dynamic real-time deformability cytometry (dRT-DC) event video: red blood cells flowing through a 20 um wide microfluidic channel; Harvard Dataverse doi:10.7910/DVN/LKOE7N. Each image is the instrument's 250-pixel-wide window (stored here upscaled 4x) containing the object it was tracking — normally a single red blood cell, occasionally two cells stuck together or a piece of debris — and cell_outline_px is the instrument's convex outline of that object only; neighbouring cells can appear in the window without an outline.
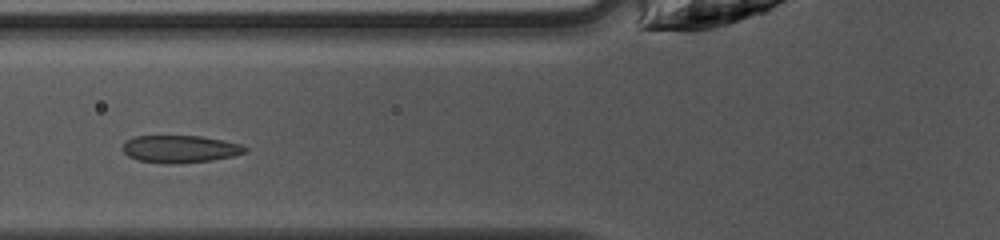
{"species": "common noctule bat (a hibernating species)", "species_latin": "Nyctalus noctula", "temperature_condition": "warm", "stored_images_in_passage": 21, "camera_frame_rate_fps": 3000, "um_per_image_px": 0.085, "animal": {"sex": "female", "body_mass_g": 10.0, "forearm_length_mm": 53.1}, "frame": {"image": 1, "passage_image": 5, "time_ms": 1.333, "image_size_px": [1000, 240], "cell_outline_px": [[248, 152], [232, 156], [212, 160], [136, 160], [128, 156], [120, 148], [128, 140], [136, 136], [200, 136], [240, 144], [248, 148]], "centroid_in_image_um": [15.33, 12.61], "position_along_channel_um": 110.5, "area_um2": 18.32}}
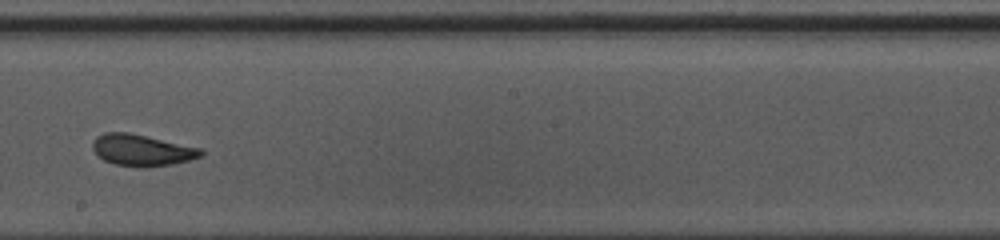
{"frame": {"image": 2, "passage_image": 14, "time_ms": 4.333, "image_size_px": [1000, 240], "cell_outline_px": [[204, 152], [200, 156], [188, 160], [172, 164], [144, 168], [136, 168], [116, 164], [104, 160], [92, 148], [92, 140], [96, 136], [104, 132], [128, 132], [200, 148]], "centroid_in_image_um": [12.02, 12.77], "position_along_channel_um": 236.2, "area_um2": 19.77}}
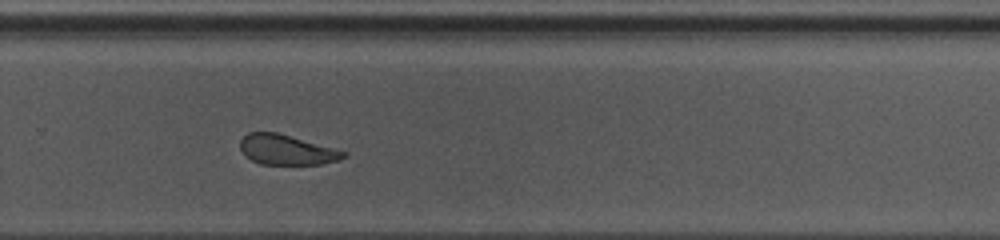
{"frame": {"image": 3, "passage_image": 19, "time_ms": 6.0, "image_size_px": [1000, 240], "cell_outline_px": [[348, 156], [336, 160], [320, 164], [260, 164], [244, 156], [240, 148], [240, 140], [248, 132], [276, 132], [348, 152]], "centroid_in_image_um": [24.33, 12.73], "position_along_channel_um": 305.5, "area_um2": 17.98}}